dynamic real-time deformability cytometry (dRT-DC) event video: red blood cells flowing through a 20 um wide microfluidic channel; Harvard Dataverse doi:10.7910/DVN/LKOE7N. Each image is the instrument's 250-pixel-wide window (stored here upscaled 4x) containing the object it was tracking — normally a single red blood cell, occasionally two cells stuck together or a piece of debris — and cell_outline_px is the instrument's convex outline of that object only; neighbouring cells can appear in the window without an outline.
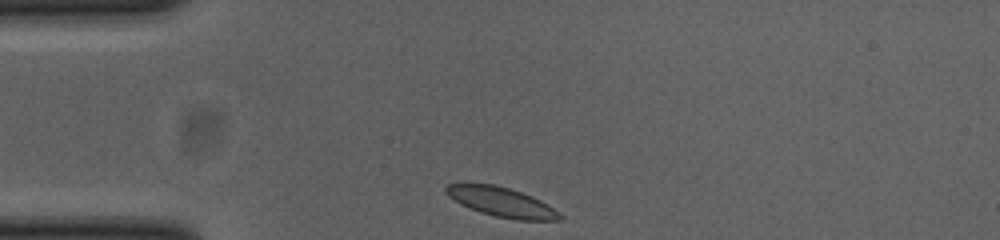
{"species": "common noctule bat (a hibernating species)", "species_latin": "Nyctalus noctula", "temperature_condition": "cold", "stored_images_in_passage": 32, "camera_frame_rate_fps": 3000, "um_per_image_px": 0.085, "animal": {"sex": "female", "body_mass_g": 23.0, "forearm_length_mm": 53.4}, "frame": {"image": 1, "passage_image": 1, "time_ms": 0.0, "image_size_px": [1000, 240], "cell_outline_px": [[564, 216], [560, 220], [516, 220], [496, 216], [480, 212], [460, 204], [448, 196], [444, 192], [444, 188], [448, 184], [492, 184], [508, 188], [532, 196], [540, 200], [560, 212]], "centroid_in_image_um": [42.64, 17.18], "position_along_channel_um": 42.4, "area_um2": 19.42}}
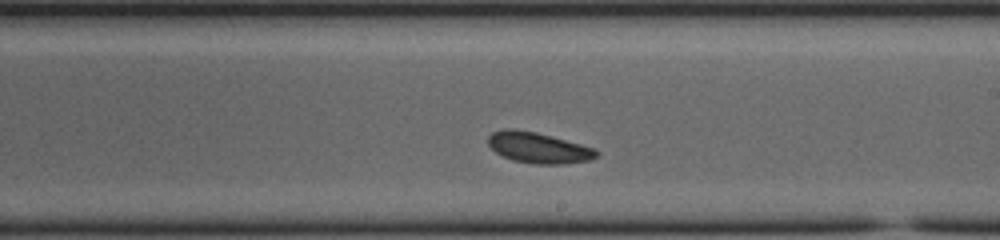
{"frame": {"image": 2, "passage_image": 19, "time_ms": 6.0, "image_size_px": [1000, 240], "cell_outline_px": [[600, 152], [596, 156], [588, 160], [564, 164], [532, 164], [512, 160], [496, 152], [488, 144], [488, 136], [492, 132], [504, 128], [512, 128], [536, 132], [596, 148]], "centroid_in_image_um": [45.75, 12.55], "position_along_channel_um": 243.2, "area_um2": 19.48}}
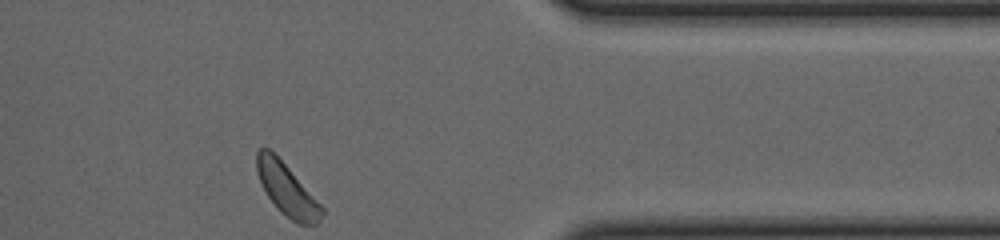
{"frame": {"image": 3, "passage_image": 32, "time_ms": 10.333, "image_size_px": [1000, 240], "cell_outline_px": [[324, 212], [320, 220], [316, 224], [296, 224], [280, 212], [276, 208], [268, 196], [256, 172], [256, 152], [260, 148], [268, 148], [288, 168], [324, 208]], "centroid_in_image_um": [24.38, 16.15], "position_along_channel_um": 387.0, "area_um2": 19.31}}